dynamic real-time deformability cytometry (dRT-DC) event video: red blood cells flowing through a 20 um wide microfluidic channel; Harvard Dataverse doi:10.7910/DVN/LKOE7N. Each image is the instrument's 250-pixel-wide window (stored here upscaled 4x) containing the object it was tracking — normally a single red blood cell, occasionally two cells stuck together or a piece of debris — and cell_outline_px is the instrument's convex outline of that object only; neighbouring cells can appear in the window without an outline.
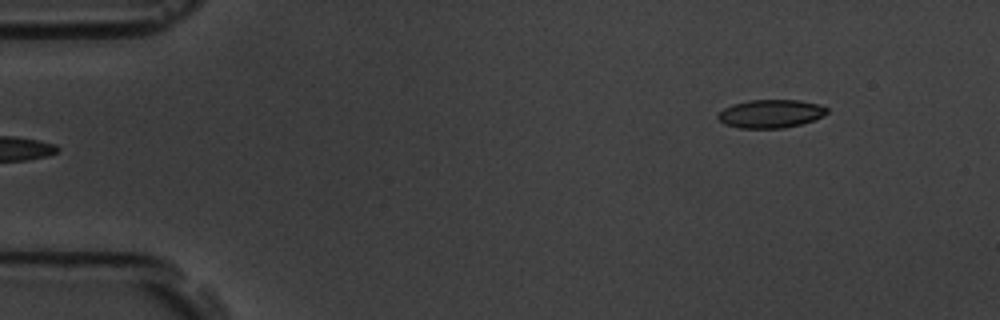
{"species": "common noctule bat (a hibernating species)", "species_latin": "Nyctalus noctula", "temperature_condition": "room temperature", "stored_images_in_passage": 6, "segment_of_instrument_passage": [2, 2], "camera_frame_rate_fps": 3000, "um_per_image_px": 0.085, "animal": {"sex": "male", "body_mass_g": 19.5, "forearm_length_mm": 54.6}, "frame": {"image": 1, "passage_image": 6, "time_ms": 5.667, "image_size_px": [1000, 320], "cell_outline_px": [[828, 112], [824, 116], [800, 124], [784, 128], [740, 128], [724, 124], [716, 116], [724, 108], [732, 104], [748, 100], [800, 100], [820, 104], [828, 108]], "centroid_in_image_um": [65.52, 9.66], "position_along_channel_um": 19.5, "area_um2": 18.03}}